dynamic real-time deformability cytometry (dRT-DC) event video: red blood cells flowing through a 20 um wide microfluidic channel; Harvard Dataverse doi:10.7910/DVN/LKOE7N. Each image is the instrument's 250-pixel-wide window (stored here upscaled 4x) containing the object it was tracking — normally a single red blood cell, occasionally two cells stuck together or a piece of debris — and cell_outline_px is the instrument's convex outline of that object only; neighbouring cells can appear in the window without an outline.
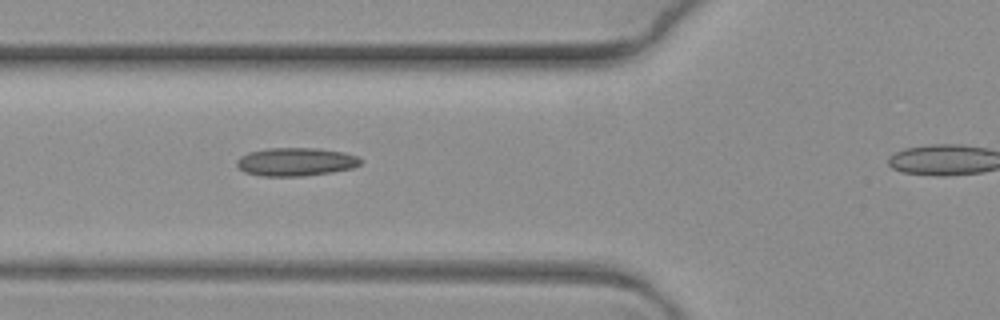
{"species": "common noctule bat (a hibernating species)", "species_latin": "Nyctalus noctula", "temperature_condition": "warm", "stored_images_in_passage": 8, "segment_of_instrument_passage": [1, 2], "camera_frame_rate_fps": 3000, "um_per_image_px": 0.085, "animal": {"sex": "female", "body_mass_g": 19.3, "forearm_length_mm": 54.1}, "frame": {"image": 1, "passage_image": 5, "time_ms": 1.333, "image_size_px": [1000, 320], "cell_outline_px": [[364, 160], [360, 164], [352, 168], [332, 172], [304, 176], [260, 176], [244, 172], [236, 164], [236, 160], [240, 156], [248, 152], [268, 148], [316, 148], [344, 152], [356, 156]], "centroid_in_image_um": [25.13, 13.75], "position_along_channel_um": 100.7, "area_um2": 20.52}}
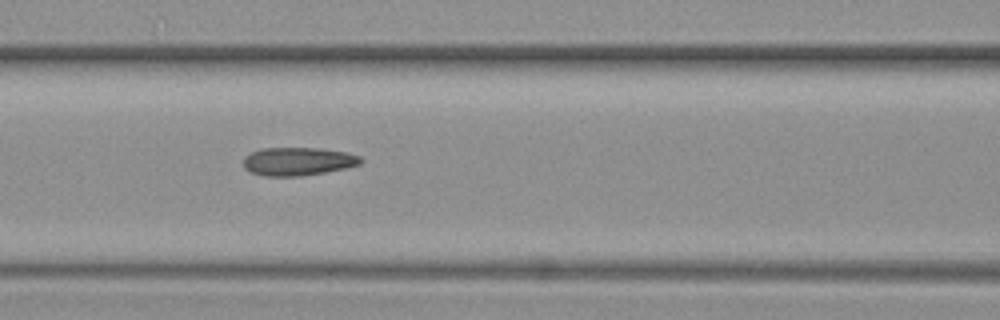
{"frame": {"image": 2, "passage_image": 6, "time_ms": 1.667, "image_size_px": [1000, 320], "cell_outline_px": [[364, 160], [360, 164], [344, 168], [324, 172], [300, 176], [268, 176], [252, 172], [244, 168], [244, 156], [260, 148], [316, 148], [348, 152], [360, 156]], "centroid_in_image_um": [25.34, 13.71], "position_along_channel_um": 141.3, "area_um2": 19.19}}
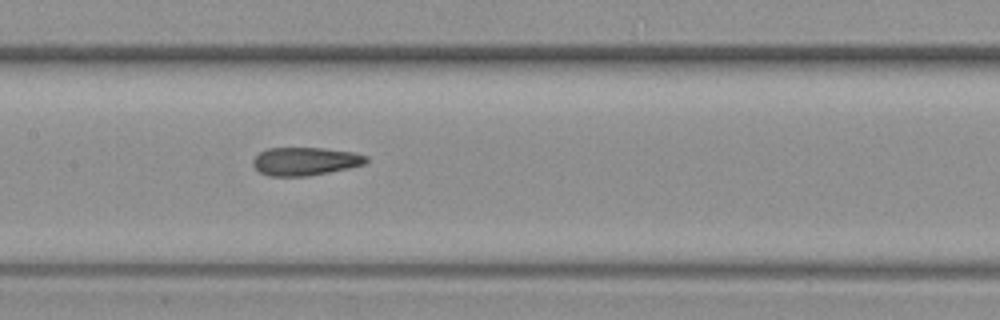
{"frame": {"image": 3, "passage_image": 7, "time_ms": 2.0, "image_size_px": [1000, 320], "cell_outline_px": [[368, 160], [364, 164], [348, 168], [308, 176], [268, 176], [260, 172], [252, 164], [252, 160], [260, 152], [268, 148], [324, 148], [352, 152], [368, 156]], "centroid_in_image_um": [25.93, 13.71], "position_along_channel_um": 181.5, "area_um2": 18.5}}